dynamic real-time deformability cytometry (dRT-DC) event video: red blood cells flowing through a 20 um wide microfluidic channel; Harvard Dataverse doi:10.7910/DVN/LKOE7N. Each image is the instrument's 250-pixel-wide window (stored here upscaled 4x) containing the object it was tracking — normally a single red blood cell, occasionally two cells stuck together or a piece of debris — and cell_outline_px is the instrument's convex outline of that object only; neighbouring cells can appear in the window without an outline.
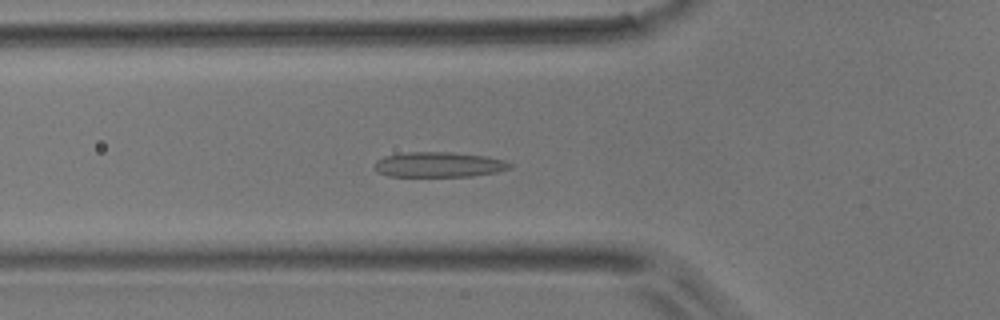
{"species": "common noctule bat (a hibernating species)", "species_latin": "Nyctalus noctula", "temperature_condition": "room temperature", "stored_images_in_passage": 43, "camera_frame_rate_fps": 3000, "um_per_image_px": 0.085, "animal": {"sex": "male", "body_mass_g": 17.9}, "frame": {"image": 1, "passage_image": 14, "time_ms": 4.333, "image_size_px": [1000, 320], "cell_outline_px": [[512, 168], [496, 172], [472, 176], [388, 176], [376, 172], [376, 160], [384, 156], [408, 152], [452, 152], [488, 156], [508, 160], [512, 164]], "centroid_in_image_um": [37.36, 13.98], "position_along_channel_um": 88.4, "area_um2": 20.0}}
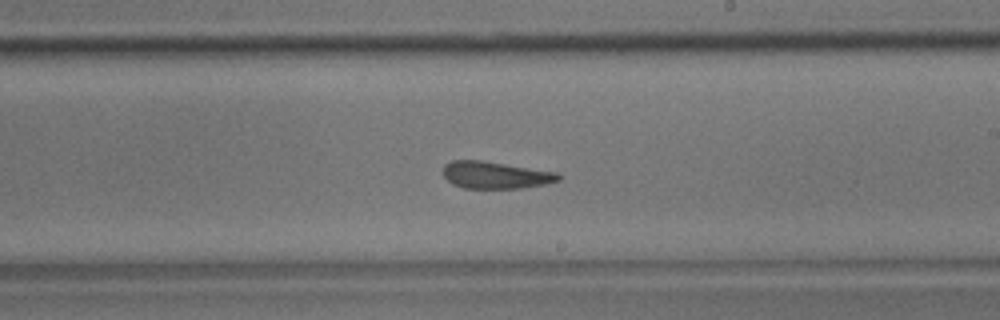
{"frame": {"image": 2, "passage_image": 26, "time_ms": 8.333, "image_size_px": [1000, 320], "cell_outline_px": [[564, 176], [560, 180], [544, 184], [520, 188], [464, 188], [452, 184], [444, 176], [444, 164], [452, 160], [480, 160], [556, 172]], "centroid_in_image_um": [42.12, 14.88], "position_along_channel_um": 246.9, "area_um2": 18.09}}
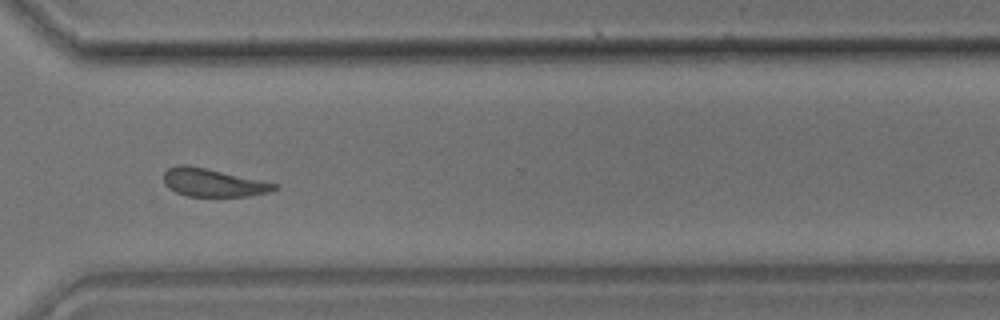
{"frame": {"image": 3, "passage_image": 34, "time_ms": 11.0, "image_size_px": [1000, 320], "cell_outline_px": [[280, 188], [272, 192], [248, 196], [188, 196], [176, 192], [168, 188], [164, 184], [164, 172], [168, 168], [180, 164], [188, 164], [280, 184]], "centroid_in_image_um": [18.15, 15.52], "position_along_channel_um": 352.5, "area_um2": 18.32}}